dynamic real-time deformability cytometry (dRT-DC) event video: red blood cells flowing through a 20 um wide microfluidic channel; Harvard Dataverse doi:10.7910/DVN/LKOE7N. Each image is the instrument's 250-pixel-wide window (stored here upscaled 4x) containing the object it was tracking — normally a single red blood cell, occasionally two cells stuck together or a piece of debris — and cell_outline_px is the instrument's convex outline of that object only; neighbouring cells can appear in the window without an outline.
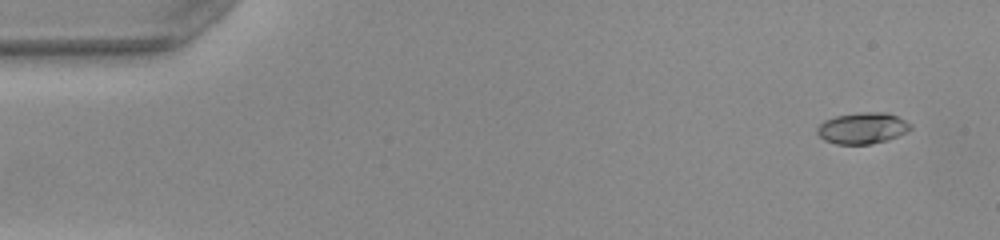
{"species": "common noctule bat (a hibernating species)", "species_latin": "Nyctalus noctula", "temperature_condition": "warm", "stored_images_in_passage": 51, "camera_frame_rate_fps": 3000, "um_per_image_px": 0.085, "animal": {"sex": "female", "body_mass_g": 22.0, "forearm_length_mm": 56.7}, "frame": {"image": 1, "passage_image": 3, "time_ms": 0.667, "image_size_px": [1000, 240], "cell_outline_px": [[912, 128], [888, 140], [868, 144], [836, 144], [824, 140], [816, 132], [816, 128], [824, 120], [836, 116], [860, 112], [888, 112], [912, 124]], "centroid_in_image_um": [73.29, 10.88], "position_along_channel_um": 11.7, "area_um2": 16.94}}
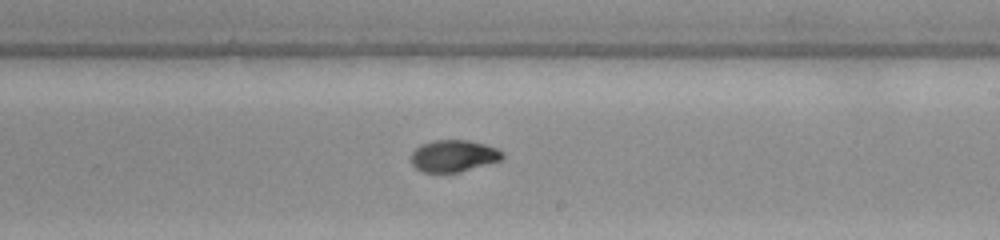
{"frame": {"image": 2, "passage_image": 30, "time_ms": 9.667, "image_size_px": [1000, 240], "cell_outline_px": [[504, 156], [500, 160], [460, 172], [424, 172], [416, 168], [412, 164], [412, 152], [420, 144], [432, 140], [468, 140], [484, 144], [496, 148], [504, 152]], "centroid_in_image_um": [38.55, 13.24], "position_along_channel_um": 250.5, "area_um2": 16.88}}
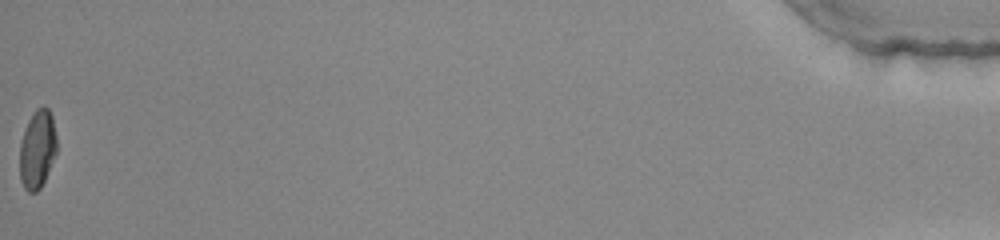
{"frame": {"image": 3, "passage_image": 51, "time_ms": 16.667, "image_size_px": [1000, 240], "cell_outline_px": [[56, 152], [44, 180], [40, 188], [36, 192], [28, 192], [24, 188], [20, 180], [20, 144], [24, 128], [28, 120], [36, 108], [44, 104], [48, 108], [52, 116], [56, 136]], "centroid_in_image_um": [3.16, 12.65], "position_along_channel_um": 432.0, "area_um2": 16.94}, "authors_computed_cell_mechanics": {"area_um2": 16.9354, "velocity_mm_per_s": 4.0548, "shape_relaxation_time_tau1_ms": 4.4189, "shape_relaxation_time_tau2_ms": 3.2581, "deformation_change_tau1": 0.2227, "deformation_change_tau2": 0.0434}}